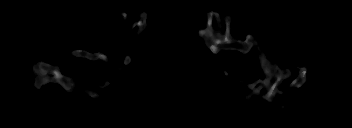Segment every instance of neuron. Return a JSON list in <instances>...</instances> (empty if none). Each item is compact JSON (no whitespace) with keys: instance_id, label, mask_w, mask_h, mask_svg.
<instances>
[{"instance_id":"obj_1","label":"neuron","mask_w":352,"mask_h":128,"mask_svg":"<svg viewBox=\"0 0 352 128\" xmlns=\"http://www.w3.org/2000/svg\"><path fill=\"white\" fill-rule=\"evenodd\" d=\"M124 19L128 17L127 12L122 13ZM213 16H216V23L222 28V24L220 23V14L218 12H208L207 13V28L204 31L199 30L198 36L199 37H206L204 39V43L207 44V48L213 53L216 54L218 51L225 49V50H237L243 54H246L250 51V49L256 45V43L253 41V43H250L248 41L250 35L246 36V39L244 41H237L234 39L233 34L230 33V22L231 18L226 17V31L223 36H221V29L219 31H215L212 28V19ZM141 20L139 22H134L133 26L130 28V31L134 29L135 26H139V34L142 30L146 28V19H147V14L143 13L140 14ZM208 41H212V45H208ZM72 55L78 56V57H84L87 59H90L92 61H95L97 59L105 61L108 60V57L104 54H99L98 52H95L94 54H91L85 50H74L71 52ZM130 57L127 56L124 59L125 64L130 63ZM258 60L261 61L262 65V71L265 73L266 78L265 79H259L255 81L252 84H247L245 83L248 88L253 89V92L250 94L246 95V99H250L253 95H259L263 96L260 92L261 89L265 86L267 89V93L265 94V97L269 100V102H272L275 98V90H277L278 85L286 79L289 75V69L287 70L288 73L285 74L282 72V70L279 69L277 64H270L269 61H267L264 57V53H261L260 56H258ZM35 64L33 65L32 71L35 74L34 80H35V86L37 89H40L43 85H46L48 82L51 83H58L60 84L68 93H71L74 90L75 84L73 83L75 80V77H66L62 74L61 70L54 65H51L50 63H43L40 62L39 60H36L34 62ZM307 65L301 66L298 65L297 70H298V77L293 80L290 84V86H295L299 88L306 82V76H307V71L305 69ZM223 72L225 73V76L228 78L229 73L223 69ZM47 73L49 75H47ZM275 76L276 80L274 83H271L272 77ZM256 84H260L259 87L255 88ZM110 82L104 80V85L102 88L109 86ZM84 93L87 95L91 96V98L94 99H100V95H96L93 90H84Z\"/></svg>"}]
</instances>
